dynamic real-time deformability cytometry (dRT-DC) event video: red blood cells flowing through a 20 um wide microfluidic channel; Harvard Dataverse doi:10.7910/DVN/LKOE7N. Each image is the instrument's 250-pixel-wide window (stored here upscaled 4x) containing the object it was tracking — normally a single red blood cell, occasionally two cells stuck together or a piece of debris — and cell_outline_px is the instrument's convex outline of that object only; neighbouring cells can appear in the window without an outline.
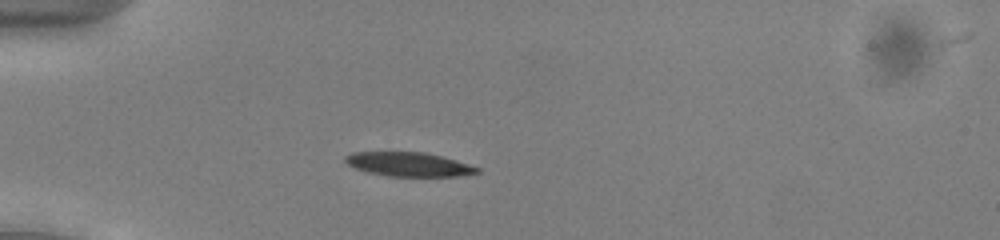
{"species": "common noctule bat (a hibernating species)", "species_latin": "Nyctalus noctula", "temperature_condition": "cold", "stored_images_in_passage": 51, "camera_frame_rate_fps": 3000, "um_per_image_px": 0.085, "animal": {"sex": "male", "body_mass_g": 13.0, "forearm_length_mm": 53.1}, "frame": {"image": 1, "passage_image": 14, "time_ms": 4.333, "image_size_px": [1000, 240], "cell_outline_px": [[480, 172], [456, 176], [388, 176], [368, 172], [356, 168], [348, 164], [344, 160], [344, 156], [352, 152], [424, 152], [440, 156], [468, 164], [480, 168]], "centroid_in_image_um": [34.71, 13.96], "position_along_channel_um": 50.3, "area_um2": 18.26}}
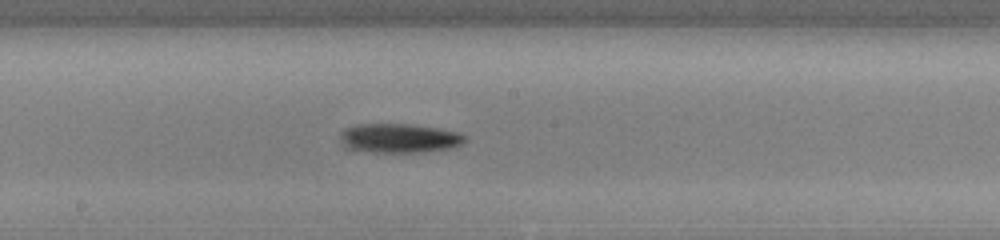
{"frame": {"image": 2, "passage_image": 28, "time_ms": 9.0, "image_size_px": [1000, 240], "cell_outline_px": [[464, 140], [460, 144], [448, 148], [424, 152], [372, 152], [352, 148], [344, 144], [344, 132], [348, 128], [356, 124], [408, 124], [440, 128], [456, 132], [464, 136]], "centroid_in_image_um": [34.0, 11.74], "position_along_channel_um": 214.2, "area_um2": 20.46}}
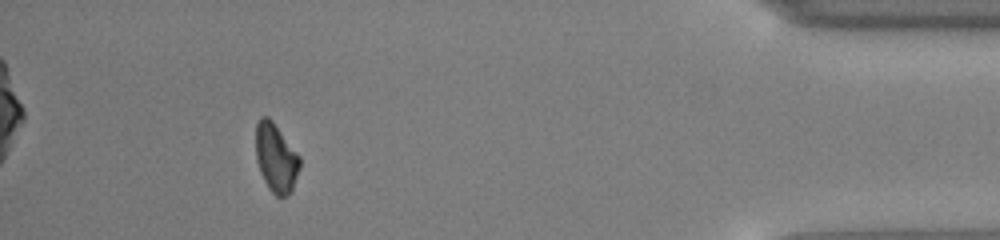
{"frame": {"image": 3, "passage_image": 47, "time_ms": 15.333, "image_size_px": [1000, 240], "cell_outline_px": [[300, 168], [292, 192], [280, 200], [268, 188], [260, 172], [256, 160], [256, 124], [260, 116], [268, 116], [272, 120], [300, 156]], "centroid_in_image_um": [23.46, 13.45], "position_along_channel_um": 411.7, "area_um2": 17.92}, "authors_computed_cell_mechanics": {"area_um2": 18.8428, "velocity_mm_per_s": 3.9404, "shape_relaxation_time_tau1_ms": 2.2542, "shape_relaxation_time_tau2_ms": null, "deformation_change_tau1": 0.0894, "deformation_change_tau2": null}}